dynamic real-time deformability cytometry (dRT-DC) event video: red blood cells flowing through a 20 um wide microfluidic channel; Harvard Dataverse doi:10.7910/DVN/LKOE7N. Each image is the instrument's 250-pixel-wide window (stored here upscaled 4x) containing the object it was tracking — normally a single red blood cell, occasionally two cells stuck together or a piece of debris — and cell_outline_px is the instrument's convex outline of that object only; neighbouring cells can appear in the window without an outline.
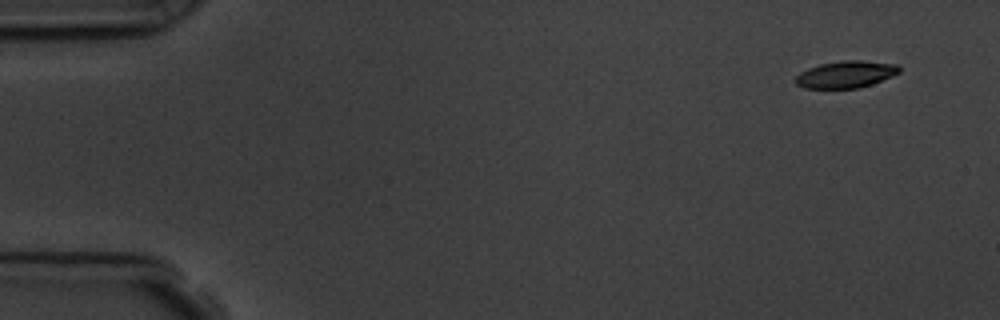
{"species": "common noctule bat (a hibernating species)", "species_latin": "Nyctalus noctula", "temperature_condition": "room temperature", "stored_images_in_passage": 16, "camera_frame_rate_fps": 3000, "um_per_image_px": 0.085, "animal": {"sex": "male", "body_mass_g": 19.5, "forearm_length_mm": 54.6}, "frame": {"image": 1, "passage_image": 1, "time_ms": 0.0, "image_size_px": [1000, 320], "cell_outline_px": [[900, 72], [892, 76], [872, 84], [860, 88], [804, 88], [796, 84], [796, 76], [800, 72], [808, 68], [820, 64], [844, 60], [860, 60], [896, 64], [900, 68]], "centroid_in_image_um": [71.9, 6.32], "position_along_channel_um": 13.1, "area_um2": 16.24}}
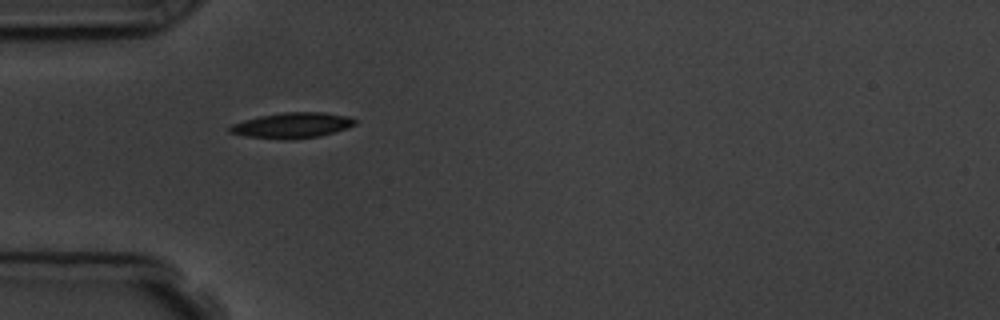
{"frame": {"image": 2, "passage_image": 5, "time_ms": 4.333, "image_size_px": [1000, 320], "cell_outline_px": [[356, 124], [348, 128], [320, 136], [244, 136], [228, 132], [228, 128], [232, 124], [244, 120], [260, 116], [284, 112], [324, 112], [348, 116], [356, 120]], "centroid_in_image_um": [24.88, 10.59], "position_along_channel_um": 60.1, "area_um2": 17.57}, "authors_computed_cell_mechanics": {"area_um2": 17.2533, "velocity_mm_per_s": 3.8096, "shape_relaxation_time_tau1_ms": 7.9574, "shape_relaxation_time_tau2_ms": null, "deformation_change_tau1": 0.1809, "deformation_change_tau2": null}}